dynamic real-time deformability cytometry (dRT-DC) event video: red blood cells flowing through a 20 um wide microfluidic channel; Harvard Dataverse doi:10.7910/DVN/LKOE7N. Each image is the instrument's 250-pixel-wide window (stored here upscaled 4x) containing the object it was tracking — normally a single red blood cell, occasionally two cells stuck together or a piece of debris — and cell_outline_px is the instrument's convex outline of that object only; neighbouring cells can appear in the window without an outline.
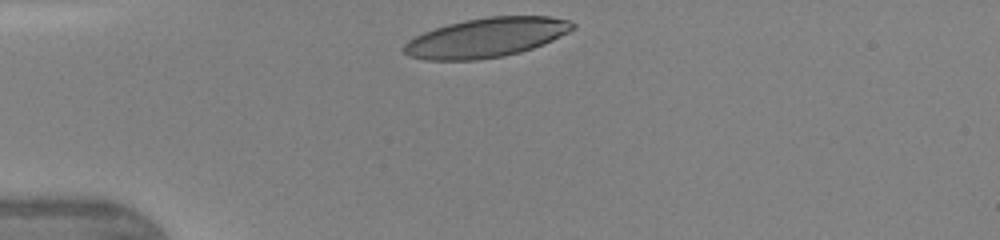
{"species": "human", "species_latin": "Homo sapiens", "temperature_condition": "warm", "stored_images_in_passage": 28, "camera_frame_rate_fps": 3000, "um_per_image_px": 0.085, "donor": {"sex": "female"}, "frame": {"image": 1, "passage_image": 1, "time_ms": 0.0, "image_size_px": [1000, 240], "cell_outline_px": [[576, 28], [544, 44], [520, 52], [504, 56], [476, 60], [424, 60], [408, 56], [404, 52], [404, 44], [408, 40], [424, 32], [448, 24], [464, 20], [488, 16], [548, 16], [568, 20], [576, 24]], "centroid_in_image_um": [41.34, 3.2], "position_along_channel_um": 43.7, "area_um2": 38.73}}
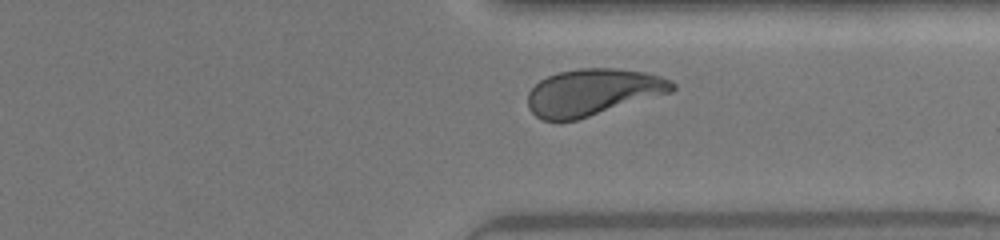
{"frame": {"image": 2, "passage_image": 25, "time_ms": 8.0, "image_size_px": [1000, 240], "cell_outline_px": [[676, 88], [672, 92], [576, 120], [540, 120], [528, 108], [528, 92], [540, 80], [548, 76], [560, 72], [580, 68], [612, 68], [644, 72], [660, 76], [672, 80], [676, 84]], "centroid_in_image_um": [50.4, 7.83], "position_along_channel_um": 361.0, "area_um2": 39.13}, "authors_computed_cell_mechanics": {"area_um2": 39.6219, "velocity_mm_per_s": 4.3348, "shape_relaxation_time_tau1_ms": 4.075, "shape_relaxation_time_tau2_ms": 1.0834, "deformation_change_tau1": 0.1741, "deformation_change_tau2": 0.0742}}